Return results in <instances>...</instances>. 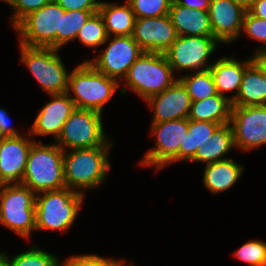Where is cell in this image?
I'll return each mask as SVG.
<instances>
[{
  "label": "cell",
  "mask_w": 266,
  "mask_h": 266,
  "mask_svg": "<svg viewBox=\"0 0 266 266\" xmlns=\"http://www.w3.org/2000/svg\"><path fill=\"white\" fill-rule=\"evenodd\" d=\"M65 11L82 10L98 11L99 0H55Z\"/></svg>",
  "instance_id": "obj_36"
},
{
  "label": "cell",
  "mask_w": 266,
  "mask_h": 266,
  "mask_svg": "<svg viewBox=\"0 0 266 266\" xmlns=\"http://www.w3.org/2000/svg\"><path fill=\"white\" fill-rule=\"evenodd\" d=\"M36 194L20 183L3 184L0 192V224L24 239L36 231Z\"/></svg>",
  "instance_id": "obj_7"
},
{
  "label": "cell",
  "mask_w": 266,
  "mask_h": 266,
  "mask_svg": "<svg viewBox=\"0 0 266 266\" xmlns=\"http://www.w3.org/2000/svg\"><path fill=\"white\" fill-rule=\"evenodd\" d=\"M98 11H65L61 7V47L74 41L87 20Z\"/></svg>",
  "instance_id": "obj_29"
},
{
  "label": "cell",
  "mask_w": 266,
  "mask_h": 266,
  "mask_svg": "<svg viewBox=\"0 0 266 266\" xmlns=\"http://www.w3.org/2000/svg\"><path fill=\"white\" fill-rule=\"evenodd\" d=\"M244 166L232 158L206 164L203 184L212 194L229 190L241 177Z\"/></svg>",
  "instance_id": "obj_21"
},
{
  "label": "cell",
  "mask_w": 266,
  "mask_h": 266,
  "mask_svg": "<svg viewBox=\"0 0 266 266\" xmlns=\"http://www.w3.org/2000/svg\"><path fill=\"white\" fill-rule=\"evenodd\" d=\"M233 141L242 151L257 149L266 144V105L232 106L230 122Z\"/></svg>",
  "instance_id": "obj_13"
},
{
  "label": "cell",
  "mask_w": 266,
  "mask_h": 266,
  "mask_svg": "<svg viewBox=\"0 0 266 266\" xmlns=\"http://www.w3.org/2000/svg\"><path fill=\"white\" fill-rule=\"evenodd\" d=\"M2 143H3V137L0 136V152H1V148H2Z\"/></svg>",
  "instance_id": "obj_44"
},
{
  "label": "cell",
  "mask_w": 266,
  "mask_h": 266,
  "mask_svg": "<svg viewBox=\"0 0 266 266\" xmlns=\"http://www.w3.org/2000/svg\"><path fill=\"white\" fill-rule=\"evenodd\" d=\"M19 44L61 48V6L55 1L26 16L15 28Z\"/></svg>",
  "instance_id": "obj_8"
},
{
  "label": "cell",
  "mask_w": 266,
  "mask_h": 266,
  "mask_svg": "<svg viewBox=\"0 0 266 266\" xmlns=\"http://www.w3.org/2000/svg\"><path fill=\"white\" fill-rule=\"evenodd\" d=\"M55 143L64 151L113 144L104 133L102 113L80 108H76L66 120Z\"/></svg>",
  "instance_id": "obj_9"
},
{
  "label": "cell",
  "mask_w": 266,
  "mask_h": 266,
  "mask_svg": "<svg viewBox=\"0 0 266 266\" xmlns=\"http://www.w3.org/2000/svg\"><path fill=\"white\" fill-rule=\"evenodd\" d=\"M9 115L6 109L0 108V136L1 137H18L21 134L15 128L11 127L9 124Z\"/></svg>",
  "instance_id": "obj_37"
},
{
  "label": "cell",
  "mask_w": 266,
  "mask_h": 266,
  "mask_svg": "<svg viewBox=\"0 0 266 266\" xmlns=\"http://www.w3.org/2000/svg\"><path fill=\"white\" fill-rule=\"evenodd\" d=\"M1 1H3L6 4H8L11 0H1Z\"/></svg>",
  "instance_id": "obj_45"
},
{
  "label": "cell",
  "mask_w": 266,
  "mask_h": 266,
  "mask_svg": "<svg viewBox=\"0 0 266 266\" xmlns=\"http://www.w3.org/2000/svg\"><path fill=\"white\" fill-rule=\"evenodd\" d=\"M251 60L259 68L266 81V53L253 54Z\"/></svg>",
  "instance_id": "obj_40"
},
{
  "label": "cell",
  "mask_w": 266,
  "mask_h": 266,
  "mask_svg": "<svg viewBox=\"0 0 266 266\" xmlns=\"http://www.w3.org/2000/svg\"><path fill=\"white\" fill-rule=\"evenodd\" d=\"M221 124L206 122V121H192L188 120V133L185 135L184 147L179 148V161H191L198 148H201L215 130Z\"/></svg>",
  "instance_id": "obj_26"
},
{
  "label": "cell",
  "mask_w": 266,
  "mask_h": 266,
  "mask_svg": "<svg viewBox=\"0 0 266 266\" xmlns=\"http://www.w3.org/2000/svg\"><path fill=\"white\" fill-rule=\"evenodd\" d=\"M169 16L178 36H213L208 11L180 6L173 1Z\"/></svg>",
  "instance_id": "obj_20"
},
{
  "label": "cell",
  "mask_w": 266,
  "mask_h": 266,
  "mask_svg": "<svg viewBox=\"0 0 266 266\" xmlns=\"http://www.w3.org/2000/svg\"><path fill=\"white\" fill-rule=\"evenodd\" d=\"M173 1L180 6L208 11L211 0H173Z\"/></svg>",
  "instance_id": "obj_38"
},
{
  "label": "cell",
  "mask_w": 266,
  "mask_h": 266,
  "mask_svg": "<svg viewBox=\"0 0 266 266\" xmlns=\"http://www.w3.org/2000/svg\"><path fill=\"white\" fill-rule=\"evenodd\" d=\"M248 11L253 16L261 19H266V0H256V2Z\"/></svg>",
  "instance_id": "obj_39"
},
{
  "label": "cell",
  "mask_w": 266,
  "mask_h": 266,
  "mask_svg": "<svg viewBox=\"0 0 266 266\" xmlns=\"http://www.w3.org/2000/svg\"><path fill=\"white\" fill-rule=\"evenodd\" d=\"M120 81L97 71L88 61L78 64L68 76L67 93L76 108L103 113L105 104L118 89Z\"/></svg>",
  "instance_id": "obj_3"
},
{
  "label": "cell",
  "mask_w": 266,
  "mask_h": 266,
  "mask_svg": "<svg viewBox=\"0 0 266 266\" xmlns=\"http://www.w3.org/2000/svg\"><path fill=\"white\" fill-rule=\"evenodd\" d=\"M146 102L153 108L152 123L178 120L189 116L191 99L179 80L163 92L150 97Z\"/></svg>",
  "instance_id": "obj_18"
},
{
  "label": "cell",
  "mask_w": 266,
  "mask_h": 266,
  "mask_svg": "<svg viewBox=\"0 0 266 266\" xmlns=\"http://www.w3.org/2000/svg\"><path fill=\"white\" fill-rule=\"evenodd\" d=\"M136 18L159 17L169 14L173 0H126Z\"/></svg>",
  "instance_id": "obj_31"
},
{
  "label": "cell",
  "mask_w": 266,
  "mask_h": 266,
  "mask_svg": "<svg viewBox=\"0 0 266 266\" xmlns=\"http://www.w3.org/2000/svg\"><path fill=\"white\" fill-rule=\"evenodd\" d=\"M19 47L20 62L29 69L43 91L49 95L67 93L69 72L58 54L59 49L23 44Z\"/></svg>",
  "instance_id": "obj_6"
},
{
  "label": "cell",
  "mask_w": 266,
  "mask_h": 266,
  "mask_svg": "<svg viewBox=\"0 0 266 266\" xmlns=\"http://www.w3.org/2000/svg\"><path fill=\"white\" fill-rule=\"evenodd\" d=\"M98 12L104 20L108 36H132L136 17L126 0L123 5L101 1Z\"/></svg>",
  "instance_id": "obj_23"
},
{
  "label": "cell",
  "mask_w": 266,
  "mask_h": 266,
  "mask_svg": "<svg viewBox=\"0 0 266 266\" xmlns=\"http://www.w3.org/2000/svg\"><path fill=\"white\" fill-rule=\"evenodd\" d=\"M132 37L144 52L164 53L178 34L168 14L136 18Z\"/></svg>",
  "instance_id": "obj_14"
},
{
  "label": "cell",
  "mask_w": 266,
  "mask_h": 266,
  "mask_svg": "<svg viewBox=\"0 0 266 266\" xmlns=\"http://www.w3.org/2000/svg\"><path fill=\"white\" fill-rule=\"evenodd\" d=\"M232 101L230 96L213 95L208 98L191 101L188 120L206 121L217 124L230 122Z\"/></svg>",
  "instance_id": "obj_22"
},
{
  "label": "cell",
  "mask_w": 266,
  "mask_h": 266,
  "mask_svg": "<svg viewBox=\"0 0 266 266\" xmlns=\"http://www.w3.org/2000/svg\"><path fill=\"white\" fill-rule=\"evenodd\" d=\"M50 97L52 100L41 108L29 132L32 137L34 135H52L56 142L64 123L76 109V106L68 93L54 94Z\"/></svg>",
  "instance_id": "obj_17"
},
{
  "label": "cell",
  "mask_w": 266,
  "mask_h": 266,
  "mask_svg": "<svg viewBox=\"0 0 266 266\" xmlns=\"http://www.w3.org/2000/svg\"><path fill=\"white\" fill-rule=\"evenodd\" d=\"M242 31L247 35V37L264 43V47H258L254 54L266 53V19L253 16L249 11H247L244 17Z\"/></svg>",
  "instance_id": "obj_33"
},
{
  "label": "cell",
  "mask_w": 266,
  "mask_h": 266,
  "mask_svg": "<svg viewBox=\"0 0 266 266\" xmlns=\"http://www.w3.org/2000/svg\"><path fill=\"white\" fill-rule=\"evenodd\" d=\"M251 62V57L246 61L244 60V62L238 61L234 56H223L220 59L218 58V60L216 59L209 69L217 93L228 97L225 93L235 90L233 96L230 97V100L233 102L238 95L244 71Z\"/></svg>",
  "instance_id": "obj_19"
},
{
  "label": "cell",
  "mask_w": 266,
  "mask_h": 266,
  "mask_svg": "<svg viewBox=\"0 0 266 266\" xmlns=\"http://www.w3.org/2000/svg\"><path fill=\"white\" fill-rule=\"evenodd\" d=\"M84 198L83 194L66 187L36 194V231H68L79 214Z\"/></svg>",
  "instance_id": "obj_4"
},
{
  "label": "cell",
  "mask_w": 266,
  "mask_h": 266,
  "mask_svg": "<svg viewBox=\"0 0 266 266\" xmlns=\"http://www.w3.org/2000/svg\"><path fill=\"white\" fill-rule=\"evenodd\" d=\"M155 146L140 161L142 166H153L156 171L179 162V148L184 147L188 133V118L151 123ZM166 165V166H165Z\"/></svg>",
  "instance_id": "obj_10"
},
{
  "label": "cell",
  "mask_w": 266,
  "mask_h": 266,
  "mask_svg": "<svg viewBox=\"0 0 266 266\" xmlns=\"http://www.w3.org/2000/svg\"><path fill=\"white\" fill-rule=\"evenodd\" d=\"M125 264V260L121 258V260L119 259V262L117 263L116 266H124ZM127 266H134L133 263H130V265H127Z\"/></svg>",
  "instance_id": "obj_43"
},
{
  "label": "cell",
  "mask_w": 266,
  "mask_h": 266,
  "mask_svg": "<svg viewBox=\"0 0 266 266\" xmlns=\"http://www.w3.org/2000/svg\"><path fill=\"white\" fill-rule=\"evenodd\" d=\"M178 80L186 88L191 101L202 100L218 94L210 69L183 75L178 77Z\"/></svg>",
  "instance_id": "obj_27"
},
{
  "label": "cell",
  "mask_w": 266,
  "mask_h": 266,
  "mask_svg": "<svg viewBox=\"0 0 266 266\" xmlns=\"http://www.w3.org/2000/svg\"><path fill=\"white\" fill-rule=\"evenodd\" d=\"M30 132L26 137H3L0 152V182L3 184L21 183L25 174L28 153L32 144Z\"/></svg>",
  "instance_id": "obj_16"
},
{
  "label": "cell",
  "mask_w": 266,
  "mask_h": 266,
  "mask_svg": "<svg viewBox=\"0 0 266 266\" xmlns=\"http://www.w3.org/2000/svg\"><path fill=\"white\" fill-rule=\"evenodd\" d=\"M0 266H12L10 262V257L6 253L0 256Z\"/></svg>",
  "instance_id": "obj_42"
},
{
  "label": "cell",
  "mask_w": 266,
  "mask_h": 266,
  "mask_svg": "<svg viewBox=\"0 0 266 266\" xmlns=\"http://www.w3.org/2000/svg\"><path fill=\"white\" fill-rule=\"evenodd\" d=\"M64 150L55 142L50 145L35 141L28 153L24 177L20 184L35 194L66 187L64 177Z\"/></svg>",
  "instance_id": "obj_2"
},
{
  "label": "cell",
  "mask_w": 266,
  "mask_h": 266,
  "mask_svg": "<svg viewBox=\"0 0 266 266\" xmlns=\"http://www.w3.org/2000/svg\"><path fill=\"white\" fill-rule=\"evenodd\" d=\"M112 146L64 151V177L66 188L85 195L88 189H97L111 169L109 152Z\"/></svg>",
  "instance_id": "obj_1"
},
{
  "label": "cell",
  "mask_w": 266,
  "mask_h": 266,
  "mask_svg": "<svg viewBox=\"0 0 266 266\" xmlns=\"http://www.w3.org/2000/svg\"><path fill=\"white\" fill-rule=\"evenodd\" d=\"M235 1L246 11H248L256 2V0H235Z\"/></svg>",
  "instance_id": "obj_41"
},
{
  "label": "cell",
  "mask_w": 266,
  "mask_h": 266,
  "mask_svg": "<svg viewBox=\"0 0 266 266\" xmlns=\"http://www.w3.org/2000/svg\"><path fill=\"white\" fill-rule=\"evenodd\" d=\"M232 149H235L233 141V131L231 124L220 125L213 135L210 137L209 142L205 143L201 148L196 151L195 157L191 162H204L206 164L224 161L230 159L225 157ZM224 156V157H223Z\"/></svg>",
  "instance_id": "obj_25"
},
{
  "label": "cell",
  "mask_w": 266,
  "mask_h": 266,
  "mask_svg": "<svg viewBox=\"0 0 266 266\" xmlns=\"http://www.w3.org/2000/svg\"><path fill=\"white\" fill-rule=\"evenodd\" d=\"M266 105V81L259 68L251 62L245 69L240 89L232 106Z\"/></svg>",
  "instance_id": "obj_24"
},
{
  "label": "cell",
  "mask_w": 266,
  "mask_h": 266,
  "mask_svg": "<svg viewBox=\"0 0 266 266\" xmlns=\"http://www.w3.org/2000/svg\"><path fill=\"white\" fill-rule=\"evenodd\" d=\"M168 64L164 53L143 52L123 78L127 89L139 95L145 102L172 86L178 78Z\"/></svg>",
  "instance_id": "obj_5"
},
{
  "label": "cell",
  "mask_w": 266,
  "mask_h": 266,
  "mask_svg": "<svg viewBox=\"0 0 266 266\" xmlns=\"http://www.w3.org/2000/svg\"><path fill=\"white\" fill-rule=\"evenodd\" d=\"M218 43L213 36H178L164 55L173 71H205L213 64L208 58Z\"/></svg>",
  "instance_id": "obj_11"
},
{
  "label": "cell",
  "mask_w": 266,
  "mask_h": 266,
  "mask_svg": "<svg viewBox=\"0 0 266 266\" xmlns=\"http://www.w3.org/2000/svg\"><path fill=\"white\" fill-rule=\"evenodd\" d=\"M2 186H3V183L0 182V192H1Z\"/></svg>",
  "instance_id": "obj_46"
},
{
  "label": "cell",
  "mask_w": 266,
  "mask_h": 266,
  "mask_svg": "<svg viewBox=\"0 0 266 266\" xmlns=\"http://www.w3.org/2000/svg\"><path fill=\"white\" fill-rule=\"evenodd\" d=\"M119 260L109 259L97 254L70 256L61 262L62 266H116Z\"/></svg>",
  "instance_id": "obj_35"
},
{
  "label": "cell",
  "mask_w": 266,
  "mask_h": 266,
  "mask_svg": "<svg viewBox=\"0 0 266 266\" xmlns=\"http://www.w3.org/2000/svg\"><path fill=\"white\" fill-rule=\"evenodd\" d=\"M105 23L99 12L93 14L77 33V38L86 47H95L108 43Z\"/></svg>",
  "instance_id": "obj_28"
},
{
  "label": "cell",
  "mask_w": 266,
  "mask_h": 266,
  "mask_svg": "<svg viewBox=\"0 0 266 266\" xmlns=\"http://www.w3.org/2000/svg\"><path fill=\"white\" fill-rule=\"evenodd\" d=\"M208 12L213 37L219 43L229 44L240 37L247 11L235 0H211Z\"/></svg>",
  "instance_id": "obj_15"
},
{
  "label": "cell",
  "mask_w": 266,
  "mask_h": 266,
  "mask_svg": "<svg viewBox=\"0 0 266 266\" xmlns=\"http://www.w3.org/2000/svg\"><path fill=\"white\" fill-rule=\"evenodd\" d=\"M27 251L16 254L10 258L12 266H60L61 262L54 254H50L35 245Z\"/></svg>",
  "instance_id": "obj_30"
},
{
  "label": "cell",
  "mask_w": 266,
  "mask_h": 266,
  "mask_svg": "<svg viewBox=\"0 0 266 266\" xmlns=\"http://www.w3.org/2000/svg\"><path fill=\"white\" fill-rule=\"evenodd\" d=\"M108 46L88 61L97 71L108 77L123 80L129 68L143 54L132 36H109Z\"/></svg>",
  "instance_id": "obj_12"
},
{
  "label": "cell",
  "mask_w": 266,
  "mask_h": 266,
  "mask_svg": "<svg viewBox=\"0 0 266 266\" xmlns=\"http://www.w3.org/2000/svg\"><path fill=\"white\" fill-rule=\"evenodd\" d=\"M52 0H11L7 5L12 7L11 24L14 29L26 16L40 9Z\"/></svg>",
  "instance_id": "obj_34"
},
{
  "label": "cell",
  "mask_w": 266,
  "mask_h": 266,
  "mask_svg": "<svg viewBox=\"0 0 266 266\" xmlns=\"http://www.w3.org/2000/svg\"><path fill=\"white\" fill-rule=\"evenodd\" d=\"M233 255L249 266H266V243L262 240H250L239 247Z\"/></svg>",
  "instance_id": "obj_32"
}]
</instances>
